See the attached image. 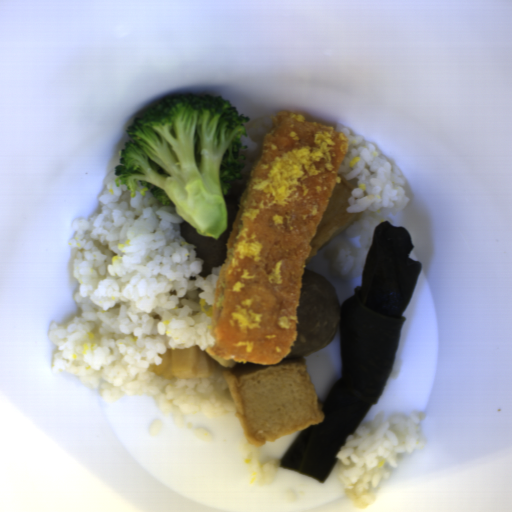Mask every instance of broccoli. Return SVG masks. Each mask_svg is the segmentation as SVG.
Returning a JSON list of instances; mask_svg holds the SVG:
<instances>
[{
    "mask_svg": "<svg viewBox=\"0 0 512 512\" xmlns=\"http://www.w3.org/2000/svg\"><path fill=\"white\" fill-rule=\"evenodd\" d=\"M249 119L222 96H166L128 125L115 186L125 185L130 198L150 191L197 234L219 239L228 228L229 183L243 177Z\"/></svg>",
    "mask_w": 512,
    "mask_h": 512,
    "instance_id": "1",
    "label": "broccoli"
}]
</instances>
